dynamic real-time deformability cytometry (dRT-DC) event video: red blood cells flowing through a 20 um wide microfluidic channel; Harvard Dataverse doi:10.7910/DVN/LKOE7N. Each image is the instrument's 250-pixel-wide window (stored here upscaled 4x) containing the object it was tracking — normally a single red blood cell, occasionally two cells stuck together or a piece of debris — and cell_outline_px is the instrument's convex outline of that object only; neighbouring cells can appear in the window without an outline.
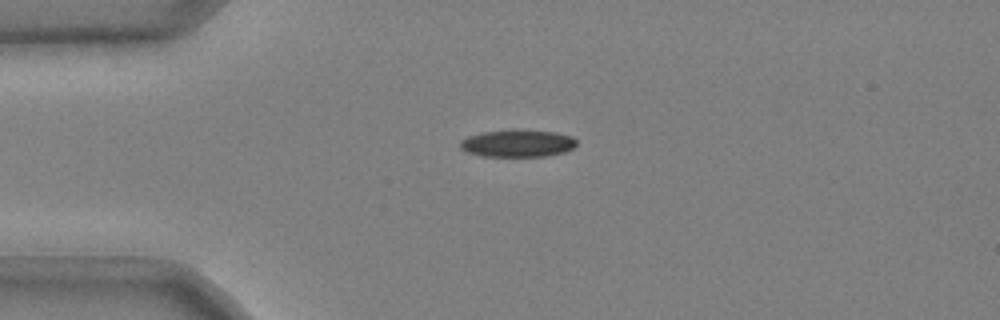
{"species": "common noctule bat (a hibernating species)", "species_latin": "Nyctalus noctula", "temperature_condition": "cold", "stored_images_in_passage": 38, "camera_frame_rate_fps": 3000, "um_per_image_px": 0.085, "animal": {"sex": "male", "body_mass_g": 20.4}, "frame": {"image": 1, "passage_image": 1, "time_ms": 0.0, "image_size_px": [1000, 320], "cell_outline_px": [[576, 144], [572, 148], [564, 152], [544, 156], [480, 156], [468, 152], [460, 148], [460, 140], [468, 136], [480, 132], [512, 128], [516, 128], [556, 132], [572, 136], [576, 140]], "centroid_in_image_um": [43.97, 12.15], "position_along_channel_um": 41.0, "area_um2": 18.9}}
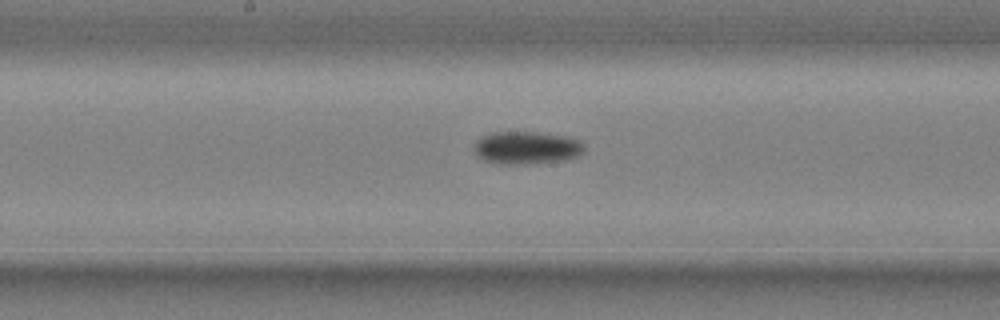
{"frame": {"image": 2, "passage_image": 16, "time_ms": 5.0, "image_size_px": [1000, 320], "cell_outline_px": [[584, 152], [580, 156], [568, 160], [528, 164], [500, 164], [484, 160], [476, 156], [476, 140], [492, 132], [536, 132], [568, 136], [580, 140], [584, 144]], "centroid_in_image_um": [44.83, 12.57], "position_along_channel_um": 203.4, "area_um2": 21.27}}
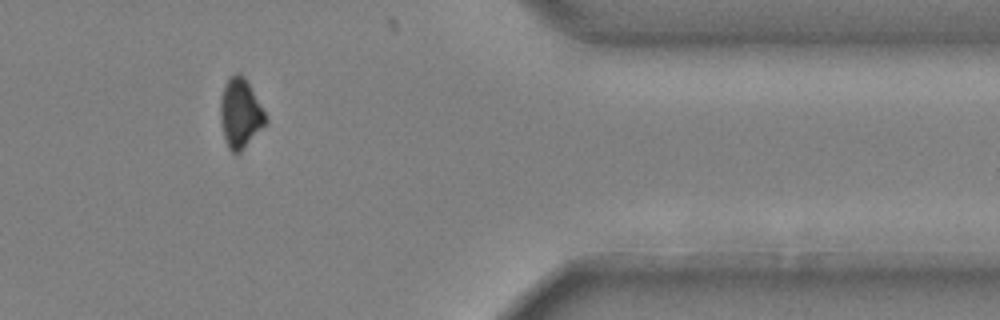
{"frame": {"image": 3, "passage_image": 33, "time_ms": 10.667, "image_size_px": [1000, 320], "cell_outline_px": [[268, 124], [240, 152], [232, 152], [228, 148], [220, 124], [220, 100], [224, 84], [236, 72], [240, 72], [244, 76], [264, 112], [268, 120]], "centroid_in_image_um": [20.42, 9.65], "position_along_channel_um": 391.0, "area_um2": 18.32}, "authors_computed_cell_mechanics": {"area_um2": 20.0566, "velocity_mm_per_s": 3.7041, "shape_relaxation_time_tau1_ms": 2.6067, "shape_relaxation_time_tau2_ms": null, "deformation_change_tau1": 0.0988, "deformation_change_tau2": null}}